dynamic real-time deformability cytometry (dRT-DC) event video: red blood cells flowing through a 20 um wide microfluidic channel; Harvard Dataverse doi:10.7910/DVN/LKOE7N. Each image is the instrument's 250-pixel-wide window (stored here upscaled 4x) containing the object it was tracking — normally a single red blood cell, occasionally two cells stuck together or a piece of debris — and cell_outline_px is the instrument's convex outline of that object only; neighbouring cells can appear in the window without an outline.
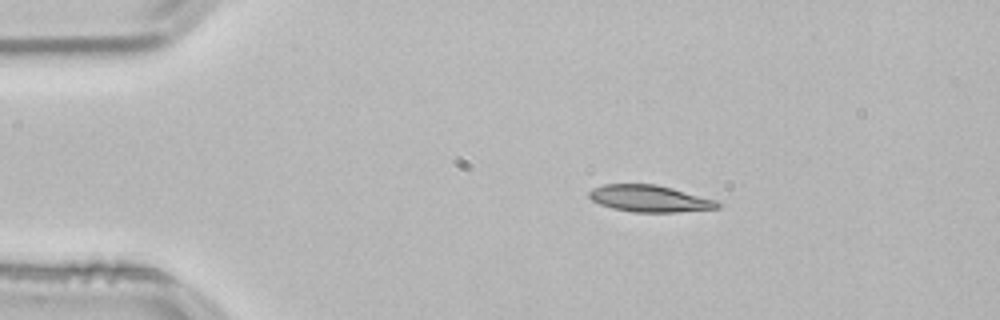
{"species": "common noctule bat (a hibernating species)", "species_latin": "Nyctalus noctula", "temperature_condition": "room temperature", "stored_images_in_passage": 52, "camera_frame_rate_fps": 3000, "um_per_image_px": 0.085, "animal": {"sex": "male", "body_mass_g": 21.5, "forearm_length_mm": 52.0}, "frame": {"image": 1, "passage_image": 9, "time_ms": 2.667, "image_size_px": [1000, 320], "cell_outline_px": [[720, 208], [676, 212], [632, 212], [612, 208], [600, 204], [592, 200], [588, 196], [588, 192], [592, 188], [604, 184], [656, 184], [672, 188], [716, 200], [720, 204]], "centroid_in_image_um": [55.19, 16.88], "position_along_channel_um": 29.8, "area_um2": 20.0}}
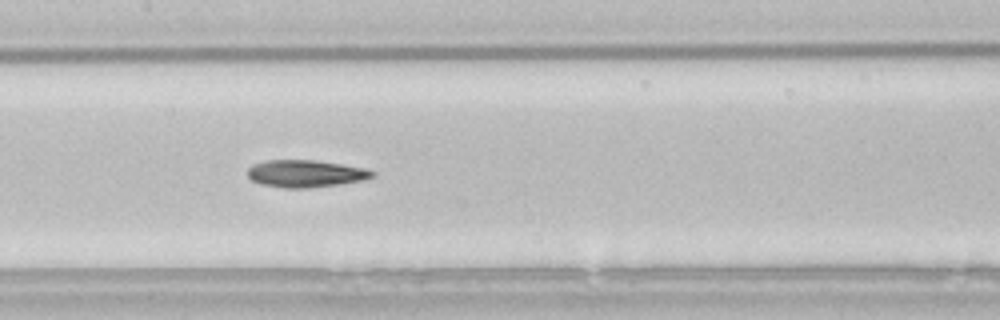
{"frame": {"image": 2, "passage_image": 25, "time_ms": 8.0, "image_size_px": [1000, 320], "cell_outline_px": [[376, 176], [364, 180], [340, 184], [308, 188], [284, 188], [260, 184], [252, 180], [248, 176], [248, 168], [252, 164], [268, 160], [316, 160], [368, 168], [376, 172]], "centroid_in_image_um": [26.02, 14.75], "position_along_channel_um": 181.4, "area_um2": 20.06}}
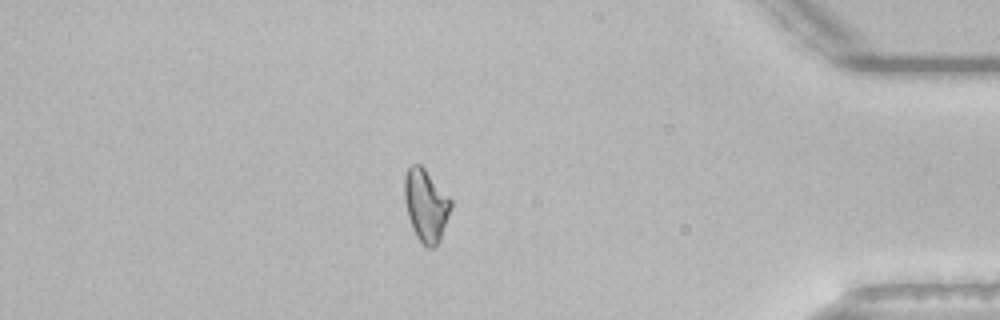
{"frame": {"image": 3, "passage_image": 45, "time_ms": 14.667, "image_size_px": [1000, 320], "cell_outline_px": [[452, 208], [440, 240], [432, 248], [428, 248], [416, 236], [412, 228], [408, 216], [404, 200], [404, 176], [408, 168], [412, 164], [420, 164], [424, 168], [452, 200]], "centroid_in_image_um": [36.2, 17.44], "position_along_channel_um": 399.0, "area_um2": 19.54}, "authors_computed_cell_mechanics": {"area_um2": 19.7676, "velocity_mm_per_s": 3.8388, "shape_relaxation_time_tau1_ms": 8.3954, "shape_relaxation_time_tau2_ms": 7.4179, "deformation_change_tau1": 0.1958, "deformation_change_tau2": 0.1784}}